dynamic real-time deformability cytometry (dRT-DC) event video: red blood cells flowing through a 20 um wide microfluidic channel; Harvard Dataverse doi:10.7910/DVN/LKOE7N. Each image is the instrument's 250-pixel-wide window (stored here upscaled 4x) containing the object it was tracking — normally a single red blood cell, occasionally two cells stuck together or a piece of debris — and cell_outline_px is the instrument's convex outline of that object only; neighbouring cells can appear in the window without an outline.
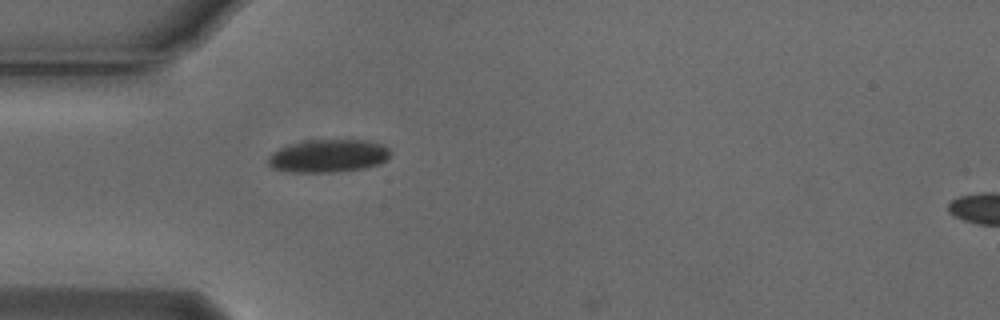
{"species": "Egyptian fruit bat (a non-hibernating species)", "species_latin": "Rousettus aegyptiacus", "temperature_condition": "cold", "stored_images_in_passage": 1, "camera_frame_rate_fps": 3000, "um_per_image_px": 0.085, "animal": {"sex": "male"}, "frame": {"image": 1, "passage_image": 1, "time_ms": 0.0, "image_size_px": [1000, 320], "cell_outline_px": [[388, 160], [380, 164], [364, 168], [336, 172], [292, 172], [272, 168], [268, 164], [268, 156], [272, 152], [288, 144], [304, 140], [368, 140], [380, 144], [388, 148]], "centroid_in_image_um": [27.88, 13.25], "position_along_channel_um": 57.1, "area_um2": 23.52}}